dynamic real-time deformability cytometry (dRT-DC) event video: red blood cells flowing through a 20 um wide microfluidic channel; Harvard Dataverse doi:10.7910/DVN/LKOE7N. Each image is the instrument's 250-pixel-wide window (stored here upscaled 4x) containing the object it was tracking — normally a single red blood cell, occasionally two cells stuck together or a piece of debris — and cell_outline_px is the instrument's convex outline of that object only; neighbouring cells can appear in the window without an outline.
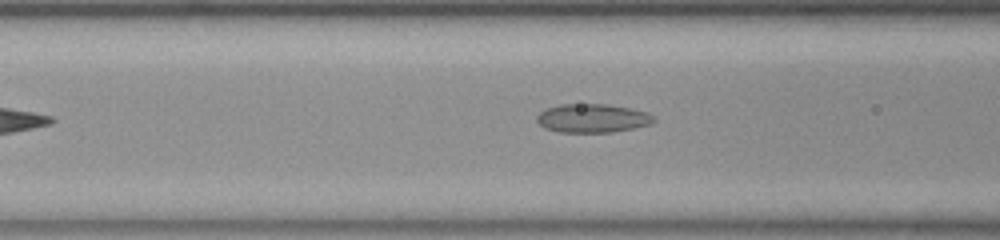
{"species": "common noctule bat (a hibernating species)", "species_latin": "Nyctalus noctula", "temperature_condition": "room temperature", "stored_images_in_passage": 6, "camera_frame_rate_fps": 3000, "um_per_image_px": 0.085, "animal": {"sex": "female", "body_mass_g": 23.0, "forearm_length_mm": 53.4}, "frame": {"image": 1, "passage_image": 4, "time_ms": 1.0, "image_size_px": [1000, 240], "cell_outline_px": [[656, 120], [652, 124], [612, 132], [560, 132], [544, 128], [536, 120], [536, 116], [540, 112], [548, 108], [560, 104], [608, 104], [648, 112]], "centroid_in_image_um": [50.35, 10.05], "position_along_channel_um": 116.2, "area_um2": 19.48}}